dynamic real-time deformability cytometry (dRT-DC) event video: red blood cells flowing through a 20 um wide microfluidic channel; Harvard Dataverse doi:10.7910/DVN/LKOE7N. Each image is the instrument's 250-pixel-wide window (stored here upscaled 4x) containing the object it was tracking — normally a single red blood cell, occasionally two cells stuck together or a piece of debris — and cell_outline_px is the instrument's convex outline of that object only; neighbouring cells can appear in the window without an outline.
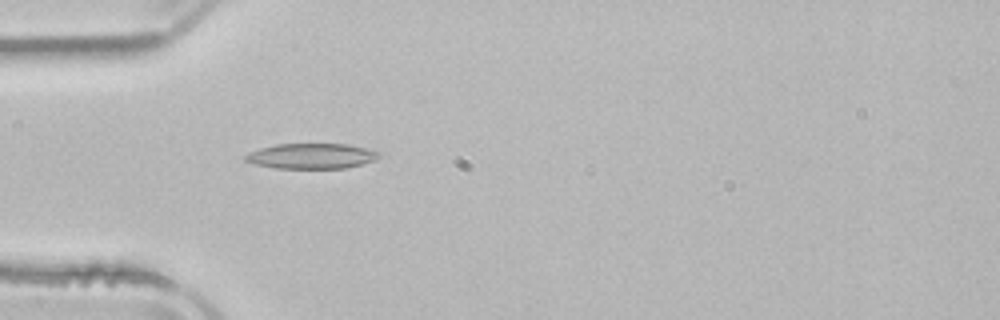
{"species": "common noctule bat (a hibernating species)", "species_latin": "Nyctalus noctula", "temperature_condition": "room temperature", "stored_images_in_passage": 3, "camera_frame_rate_fps": 3000, "um_per_image_px": 0.085, "animal": {"sex": "male", "body_mass_g": 21.5, "forearm_length_mm": 52.0}, "frame": {"image": 1, "passage_image": 3, "time_ms": 3.333, "image_size_px": [1000, 320], "cell_outline_px": [[380, 156], [364, 164], [348, 168], [276, 168], [256, 164], [244, 160], [244, 156], [248, 152], [260, 148], [276, 144], [348, 144], [380, 152]], "centroid_in_image_um": [26.46, 13.26], "position_along_channel_um": 58.5, "area_um2": 19.65}}